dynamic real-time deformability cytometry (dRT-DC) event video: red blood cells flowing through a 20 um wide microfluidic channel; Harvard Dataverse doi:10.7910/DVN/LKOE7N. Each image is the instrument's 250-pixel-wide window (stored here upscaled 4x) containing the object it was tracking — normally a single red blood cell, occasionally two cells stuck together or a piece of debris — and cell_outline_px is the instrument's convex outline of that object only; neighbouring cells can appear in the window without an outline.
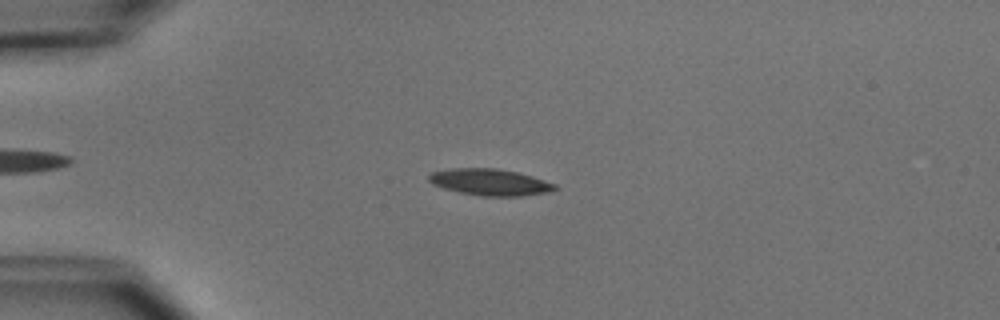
{"species": "common noctule bat (a hibernating species)", "species_latin": "Nyctalus noctula", "temperature_condition": "cold", "stored_images_in_passage": 8, "camera_frame_rate_fps": 3000, "um_per_image_px": 0.085, "animal": {"sex": "male", "body_mass_g": 15.6}, "frame": {"image": 1, "passage_image": 3, "time_ms": 2.333, "image_size_px": [1000, 320], "cell_outline_px": [[560, 188], [544, 192], [520, 196], [480, 196], [460, 192], [444, 188], [432, 184], [428, 180], [428, 176], [432, 172], [452, 168], [496, 168], [516, 172], [532, 176], [556, 184]], "centroid_in_image_um": [41.63, 15.48], "position_along_channel_um": 43.4, "area_um2": 19.36}}
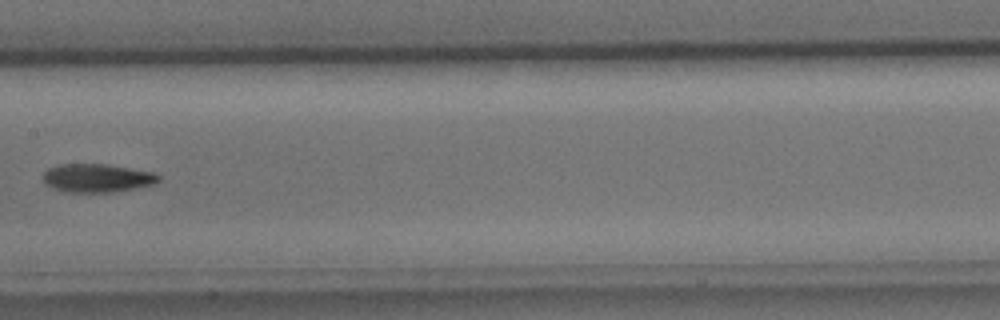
{"frame": {"image": 2, "passage_image": 7, "time_ms": 7.0, "image_size_px": [1000, 320], "cell_outline_px": [[160, 180], [156, 184], [112, 192], [64, 192], [52, 188], [44, 184], [44, 172], [48, 168], [60, 164], [108, 164], [152, 172], [160, 176]], "centroid_in_image_um": [8.24, 15.13], "position_along_channel_um": 199.2, "area_um2": 19.19}}
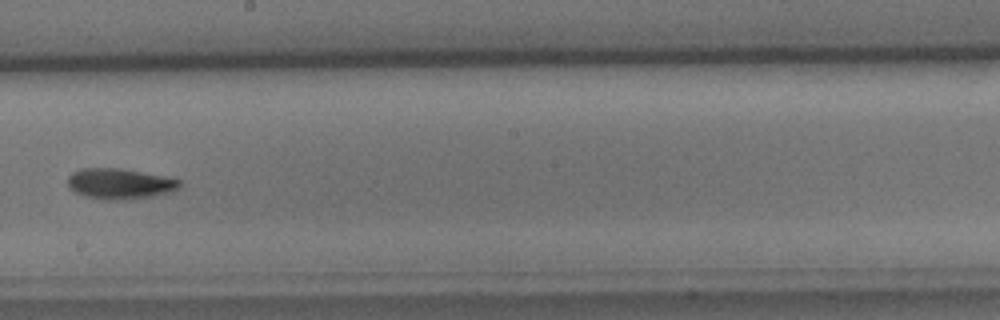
{"frame": {"image": 3, "passage_image": 8, "time_ms": 8.0, "image_size_px": [1000, 320], "cell_outline_px": [[180, 188], [156, 196], [124, 200], [108, 200], [88, 196], [76, 192], [68, 184], [68, 176], [72, 172], [80, 168], [120, 168], [168, 176], [180, 180]], "centroid_in_image_um": [10.23, 15.6], "position_along_channel_um": 238.0, "area_um2": 20.0}}